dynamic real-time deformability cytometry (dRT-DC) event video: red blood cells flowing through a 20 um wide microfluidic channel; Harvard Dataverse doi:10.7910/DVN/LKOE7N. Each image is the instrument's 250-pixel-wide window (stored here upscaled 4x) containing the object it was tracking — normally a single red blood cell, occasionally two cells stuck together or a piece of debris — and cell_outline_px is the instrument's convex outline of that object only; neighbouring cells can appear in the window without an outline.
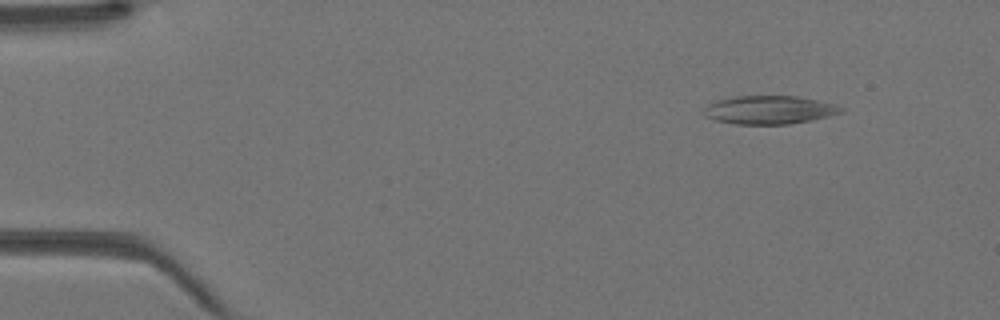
{"species": "Egyptian fruit bat (a non-hibernating species)", "species_latin": "Rousettus aegyptiacus", "temperature_condition": "warm", "stored_images_in_passage": 43, "camera_frame_rate_fps": 3000, "um_per_image_px": 0.085, "animal": {"sex": "female"}, "frame": {"image": 1, "passage_image": 5, "time_ms": 1.333, "image_size_px": [1000, 320], "cell_outline_px": [[844, 112], [828, 116], [788, 124], [736, 124], [716, 120], [704, 116], [704, 108], [708, 104], [716, 100], [736, 96], [796, 96], [836, 104], [844, 108]], "centroid_in_image_um": [65.38, 9.33], "position_along_channel_um": 19.6, "area_um2": 22.54}}
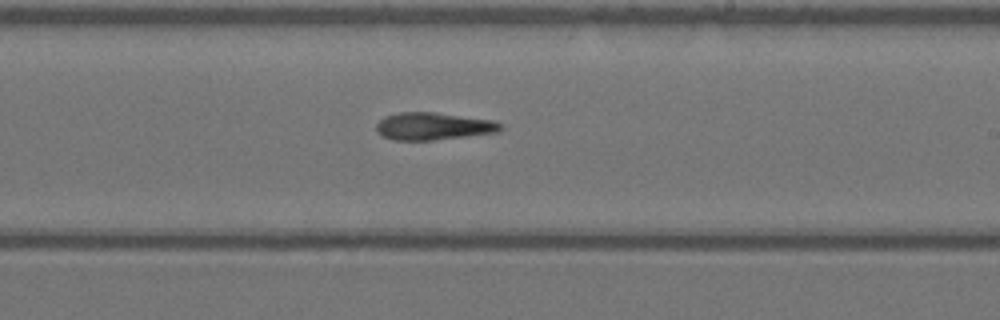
{"frame": {"image": 2, "passage_image": 26, "time_ms": 8.333, "image_size_px": [1000, 320], "cell_outline_px": [[504, 128], [500, 132], [432, 140], [392, 140], [376, 132], [376, 124], [384, 116], [400, 112], [432, 112], [496, 120], [504, 124]], "centroid_in_image_um": [36.88, 10.72], "position_along_channel_um": 252.1, "area_um2": 20.06}}
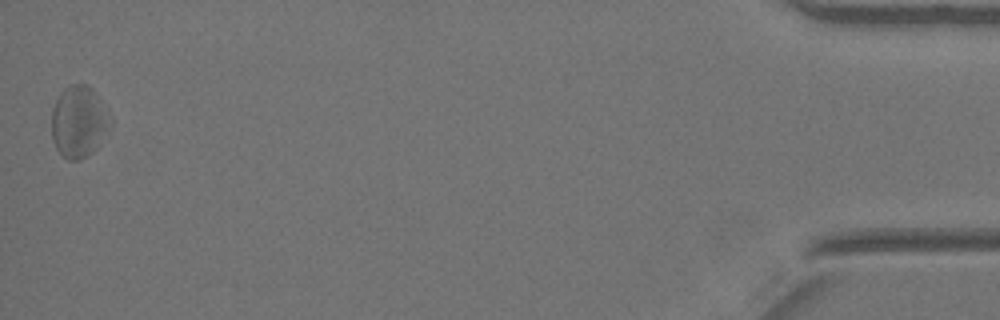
{"frame": {"image": 3, "passage_image": 43, "time_ms": 14.0, "image_size_px": [1000, 320], "cell_outline_px": [[112, 128], [96, 148], [92, 152], [80, 160], [68, 160], [56, 148], [52, 140], [52, 108], [60, 92], [64, 88], [72, 84], [88, 84], [92, 88], [112, 116]], "centroid_in_image_um": [6.73, 10.34], "position_along_channel_um": 428.5, "area_um2": 24.91}}